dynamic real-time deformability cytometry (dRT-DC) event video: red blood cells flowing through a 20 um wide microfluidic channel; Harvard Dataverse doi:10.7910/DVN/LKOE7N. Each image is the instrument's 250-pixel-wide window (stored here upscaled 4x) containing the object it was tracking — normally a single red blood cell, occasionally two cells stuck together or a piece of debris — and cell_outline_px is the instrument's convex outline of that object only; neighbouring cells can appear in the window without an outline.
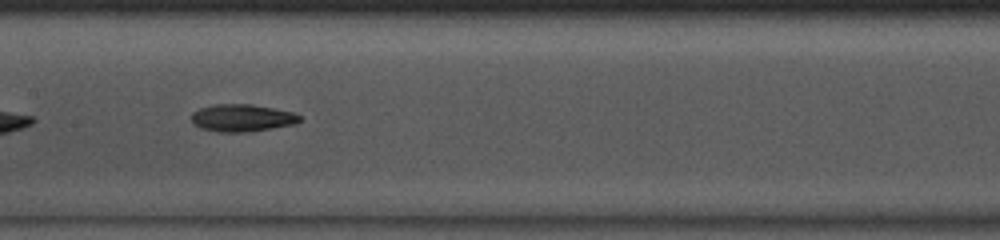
{"species": "common noctule bat (a hibernating species)", "species_latin": "Nyctalus noctula", "temperature_condition": "room temperature", "stored_images_in_passage": 35, "camera_frame_rate_fps": 3000, "um_per_image_px": 0.085, "animal": {"sex": "male", "body_mass_g": 13.0, "forearm_length_mm": 53.1}, "frame": {"image": 1, "passage_image": 11, "time_ms": 3.333, "image_size_px": [1000, 240], "cell_outline_px": [[300, 120], [296, 124], [248, 132], [220, 132], [200, 128], [192, 124], [192, 112], [200, 108], [216, 104], [252, 104], [292, 112], [300, 116]], "centroid_in_image_um": [20.55, 10.03], "position_along_channel_um": 186.9, "area_um2": 17.22}, "authors_computed_cell_mechanics": {"area_um2": 17.2244, "velocity_mm_per_s": 4.0908, "shape_relaxation_time_tau1_ms": 2.583, "shape_relaxation_time_tau2_ms": 4.3728, "deformation_change_tau1": 0.1042, "deformation_change_tau2": 0.1268}}